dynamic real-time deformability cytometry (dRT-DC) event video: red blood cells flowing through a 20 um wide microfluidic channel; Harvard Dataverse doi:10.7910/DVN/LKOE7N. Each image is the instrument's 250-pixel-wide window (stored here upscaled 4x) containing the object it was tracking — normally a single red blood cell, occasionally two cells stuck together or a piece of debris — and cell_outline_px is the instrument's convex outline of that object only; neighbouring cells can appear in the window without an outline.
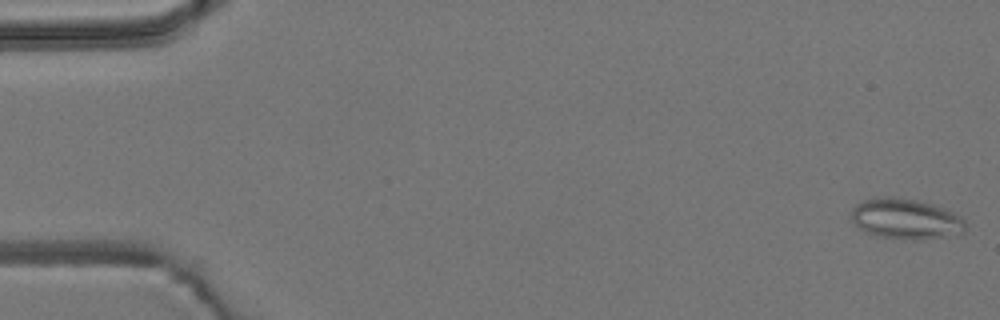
{"species": "common noctule bat (a hibernating species)", "species_latin": "Nyctalus noctula", "temperature_condition": "room temperature", "stored_images_in_passage": 32, "camera_frame_rate_fps": 3000, "um_per_image_px": 0.085, "animal": {"sex": "male", "body_mass_g": 19.2, "forearm_length_mm": 51.8}, "frame": {"image": 1, "passage_image": 1, "time_ms": 0.0, "image_size_px": [1000, 320], "cell_outline_px": [[968, 224], [964, 232], [944, 236], [916, 240], [900, 240], [872, 236], [864, 232], [852, 220], [852, 208], [856, 204], [872, 196], [892, 196], [916, 200], [932, 204], [944, 208], [964, 216]], "centroid_in_image_um": [76.99, 18.61], "position_along_channel_um": 8.0, "area_um2": 27.63}}
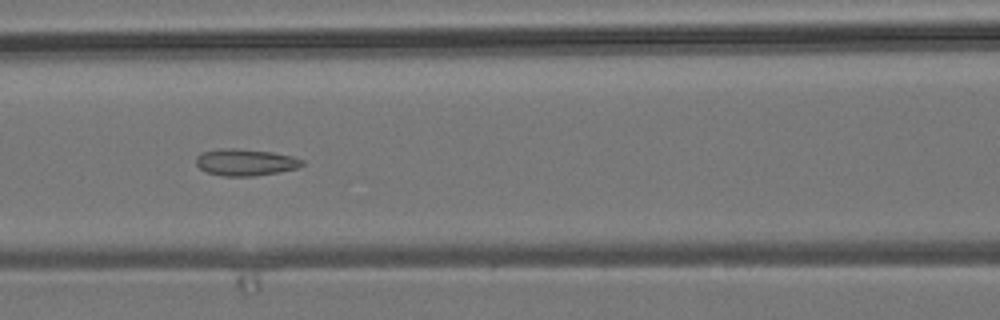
{"frame": {"image": 2, "passage_image": 23, "time_ms": 7.333, "image_size_px": [1000, 320], "cell_outline_px": [[304, 164], [296, 168], [280, 172], [256, 176], [224, 176], [208, 172], [200, 168], [196, 164], [196, 156], [200, 152], [220, 148], [236, 148], [272, 152], [292, 156], [304, 160]], "centroid_in_image_um": [20.85, 13.78], "position_along_channel_um": 145.7, "area_um2": 16.65}}
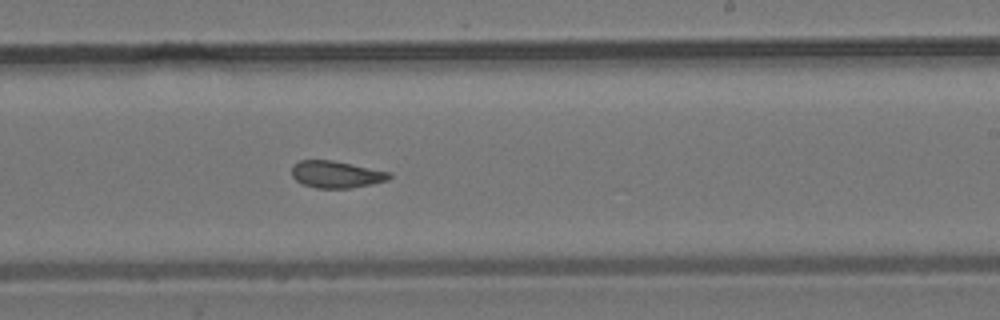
{"frame": {"image": 3, "passage_image": 32, "time_ms": 10.333, "image_size_px": [1000, 320], "cell_outline_px": [[392, 176], [388, 180], [372, 184], [352, 188], [316, 188], [304, 184], [296, 180], [292, 176], [292, 164], [300, 160], [332, 160], [392, 172]], "centroid_in_image_um": [28.6, 14.82], "position_along_channel_um": 260.4, "area_um2": 15.43}}